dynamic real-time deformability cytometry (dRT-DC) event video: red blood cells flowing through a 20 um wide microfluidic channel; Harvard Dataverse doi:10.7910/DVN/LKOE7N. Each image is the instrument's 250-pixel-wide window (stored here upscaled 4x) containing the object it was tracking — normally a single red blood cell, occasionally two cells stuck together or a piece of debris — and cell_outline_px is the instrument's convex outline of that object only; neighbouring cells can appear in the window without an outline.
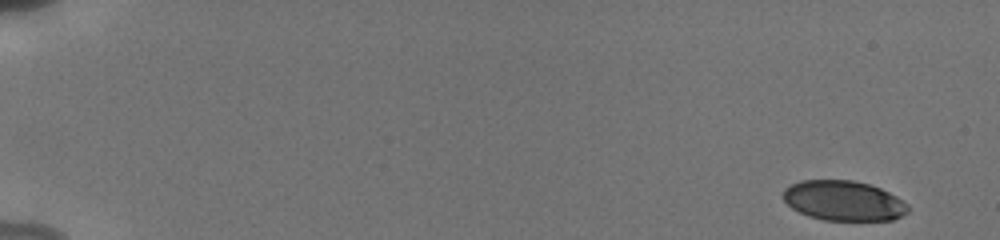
{"species": "human", "species_latin": "Homo sapiens", "temperature_condition": "cold", "stored_images_in_passage": 8, "camera_frame_rate_fps": 3000, "um_per_image_px": 0.085, "donor": {"sex": "male"}, "frame": {"image": 1, "passage_image": 1, "time_ms": 0.0, "image_size_px": [1000, 240], "cell_outline_px": [[908, 212], [892, 220], [824, 220], [808, 216], [792, 208], [784, 200], [784, 188], [800, 180], [852, 180], [868, 184], [880, 188], [896, 196], [908, 204]], "centroid_in_image_um": [71.7, 17.06], "position_along_channel_um": 13.3, "area_um2": 28.96}}
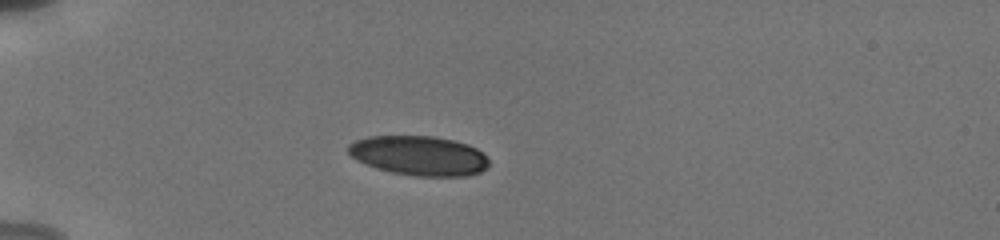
{"frame": {"image": 2, "passage_image": 5, "time_ms": 4.667, "image_size_px": [1000, 240], "cell_outline_px": [[488, 168], [480, 172], [468, 176], [416, 176], [392, 172], [376, 168], [356, 160], [348, 152], [348, 144], [356, 140], [368, 136], [432, 136], [452, 140], [468, 144], [484, 152], [488, 156]], "centroid_in_image_um": [35.65, 13.23], "position_along_channel_um": 49.4, "area_um2": 32.6}}
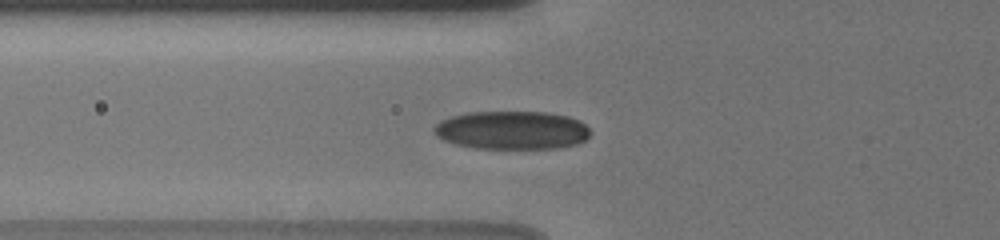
{"frame": {"image": 3, "passage_image": 7, "time_ms": 6.333, "image_size_px": [1000, 240], "cell_outline_px": [[592, 132], [588, 140], [576, 144], [560, 148], [476, 148], [456, 144], [444, 140], [432, 128], [440, 120], [452, 116], [468, 112], [548, 112], [568, 116], [580, 120]], "centroid_in_image_um": [43.58, 11.06], "position_along_channel_um": 82.2, "area_um2": 35.03}}